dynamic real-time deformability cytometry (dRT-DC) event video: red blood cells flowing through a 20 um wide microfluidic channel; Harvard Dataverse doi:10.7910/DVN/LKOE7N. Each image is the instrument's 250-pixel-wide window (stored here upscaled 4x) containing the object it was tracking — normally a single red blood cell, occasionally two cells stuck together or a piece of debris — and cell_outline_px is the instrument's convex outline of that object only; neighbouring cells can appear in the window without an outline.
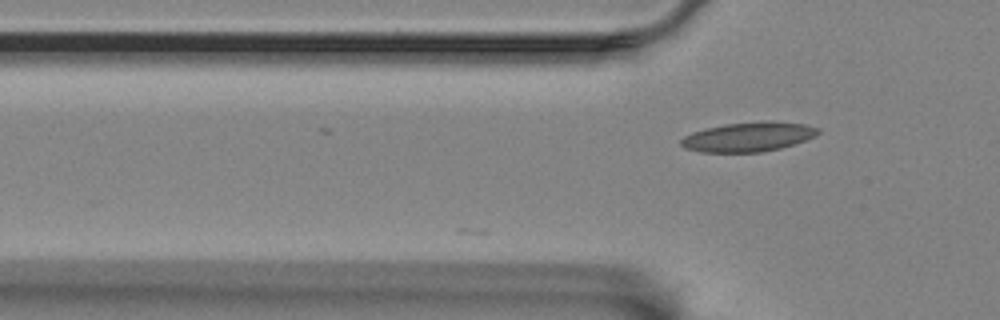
{"species": "Egyptian fruit bat (a non-hibernating species)", "species_latin": "Rousettus aegyptiacus", "temperature_condition": "room temperature", "stored_images_in_passage": 4, "camera_frame_rate_fps": 3000, "um_per_image_px": 0.085, "animal": {"sex": "female"}, "frame": {"image": 1, "passage_image": 4, "time_ms": 1.0, "image_size_px": [1000, 320], "cell_outline_px": [[820, 132], [816, 136], [780, 148], [764, 152], [700, 152], [684, 148], [680, 144], [680, 140], [684, 136], [692, 132], [704, 128], [724, 124], [764, 120], [768, 120], [804, 124], [820, 128]], "centroid_in_image_um": [63.59, 11.62], "position_along_channel_um": 62.2, "area_um2": 23.76}}